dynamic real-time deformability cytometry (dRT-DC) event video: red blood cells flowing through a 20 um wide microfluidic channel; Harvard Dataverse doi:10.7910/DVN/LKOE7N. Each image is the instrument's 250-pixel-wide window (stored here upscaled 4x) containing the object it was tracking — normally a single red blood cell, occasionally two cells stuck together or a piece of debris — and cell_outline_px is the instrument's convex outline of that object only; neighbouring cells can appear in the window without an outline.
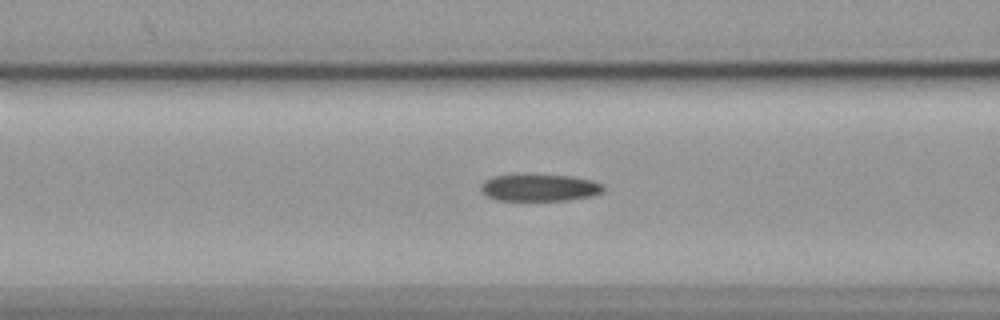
{"species": "common noctule bat (a hibernating species)", "species_latin": "Nyctalus noctula", "temperature_condition": "cold", "stored_images_in_passage": 35, "camera_frame_rate_fps": 3000, "um_per_image_px": 0.085, "animal": {"sex": "female", "body_mass_g": 19.9}, "frame": {"image": 1, "passage_image": 11, "time_ms": 3.333, "image_size_px": [1000, 320], "cell_outline_px": [[604, 192], [592, 196], [568, 200], [496, 200], [480, 192], [480, 184], [484, 180], [492, 176], [516, 172], [528, 172], [572, 176], [592, 180], [604, 184]], "centroid_in_image_um": [45.81, 15.9], "position_along_channel_um": 120.8, "area_um2": 20.4}}
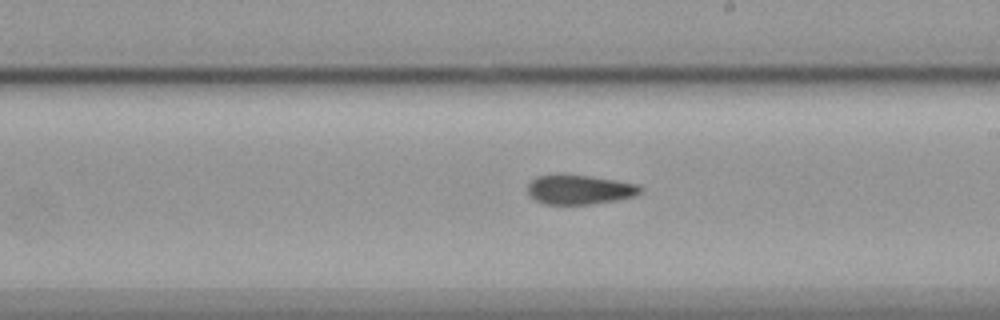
{"frame": {"image": 2, "passage_image": 21, "time_ms": 6.667, "image_size_px": [1000, 320], "cell_outline_px": [[644, 188], [636, 196], [620, 200], [592, 204], [544, 204], [528, 196], [528, 184], [536, 176], [556, 172], [564, 172], [592, 176], [640, 184]], "centroid_in_image_um": [49.26, 16.08], "position_along_channel_um": 239.7, "area_um2": 20.23}}
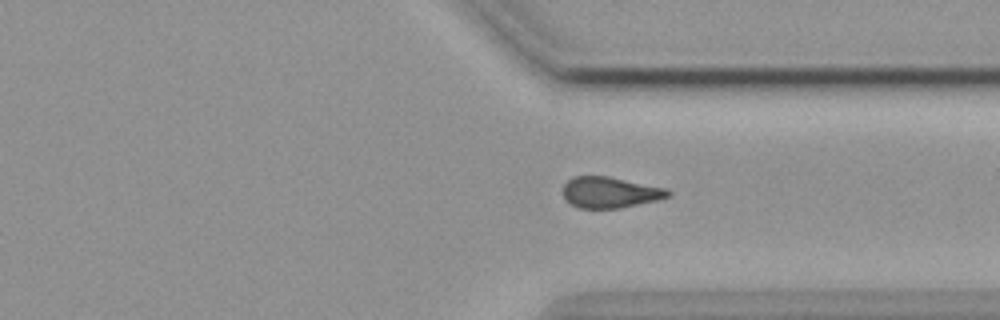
{"frame": {"image": 3, "passage_image": 31, "time_ms": 10.0, "image_size_px": [1000, 320], "cell_outline_px": [[672, 192], [668, 196], [660, 200], [620, 208], [580, 208], [564, 200], [564, 184], [572, 176], [608, 176], [668, 188]], "centroid_in_image_um": [51.88, 16.35], "position_along_channel_um": 359.5, "area_um2": 19.13}}